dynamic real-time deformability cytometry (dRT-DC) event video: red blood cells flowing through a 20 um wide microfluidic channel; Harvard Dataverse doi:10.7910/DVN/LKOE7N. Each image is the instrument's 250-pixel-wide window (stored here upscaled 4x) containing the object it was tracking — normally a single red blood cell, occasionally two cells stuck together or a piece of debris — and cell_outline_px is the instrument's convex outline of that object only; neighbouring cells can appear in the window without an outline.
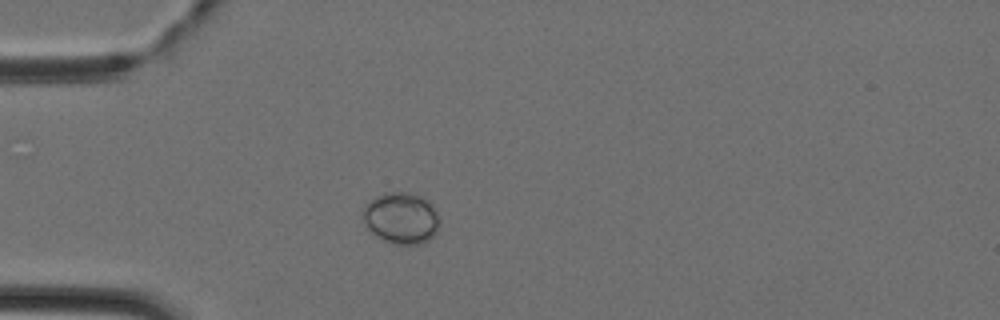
{"species": "Egyptian fruit bat (a non-hibernating species)", "species_latin": "Rousettus aegyptiacus", "temperature_condition": "cold", "stored_images_in_passage": 27, "camera_frame_rate_fps": 3000, "um_per_image_px": 0.085, "animal": {"sex": "female"}, "frame": {"image": 1, "passage_image": 1, "time_ms": 0.0, "image_size_px": [1000, 320], "cell_outline_px": [[440, 224], [436, 232], [428, 240], [420, 244], [396, 244], [384, 240], [376, 236], [364, 224], [360, 216], [364, 204], [368, 200], [384, 192], [412, 192], [428, 200], [432, 204], [440, 220]], "centroid_in_image_um": [34.07, 18.51], "position_along_channel_um": 50.9, "area_um2": 23.41}}
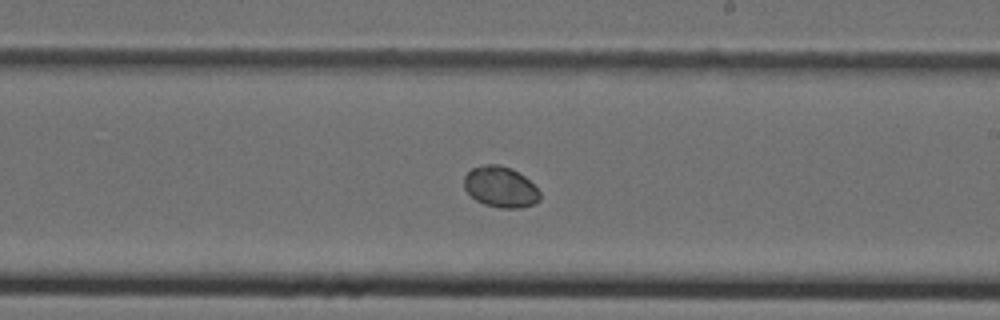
{"frame": {"image": 2, "passage_image": 15, "time_ms": 4.667, "image_size_px": [1000, 320], "cell_outline_px": [[540, 200], [536, 204], [520, 208], [500, 208], [484, 204], [476, 200], [464, 188], [464, 176], [472, 168], [484, 164], [500, 164], [512, 168], [524, 176], [540, 192]], "centroid_in_image_um": [42.55, 15.89], "position_along_channel_um": 246.5, "area_um2": 18.15}}
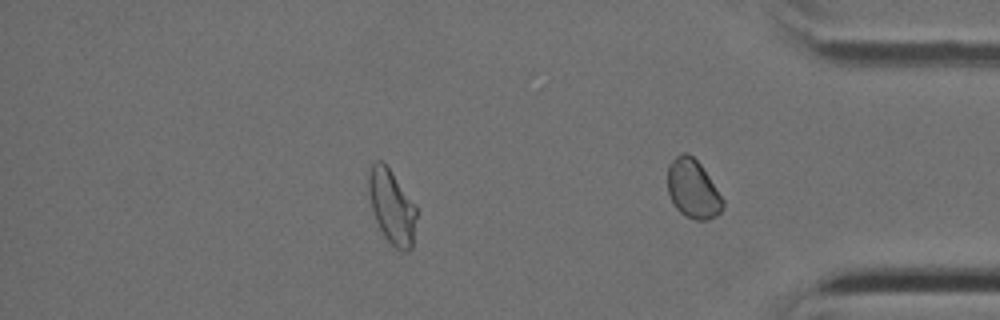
{"frame": {"image": 3, "passage_image": 24, "time_ms": 7.667, "image_size_px": [1000, 320], "cell_outline_px": [[416, 216], [412, 248], [408, 252], [404, 252], [396, 248], [384, 236], [376, 220], [372, 208], [368, 192], [368, 176], [372, 164], [376, 160], [380, 160], [388, 168], [416, 204]], "centroid_in_image_um": [33.31, 17.59], "position_along_channel_um": 401.9, "area_um2": 20.46}}